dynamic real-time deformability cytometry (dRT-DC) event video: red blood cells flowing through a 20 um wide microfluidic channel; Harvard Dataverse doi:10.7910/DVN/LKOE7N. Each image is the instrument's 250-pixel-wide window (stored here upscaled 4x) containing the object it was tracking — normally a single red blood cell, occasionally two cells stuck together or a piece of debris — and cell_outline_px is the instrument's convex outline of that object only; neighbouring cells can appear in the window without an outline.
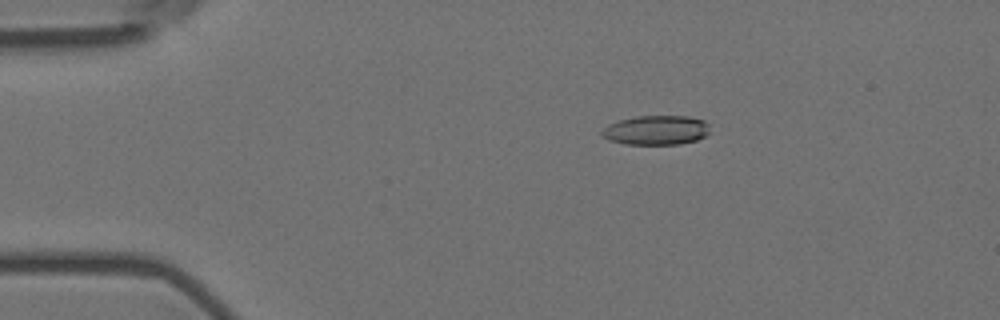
{"species": "Egyptian fruit bat (a non-hibernating species)", "species_latin": "Rousettus aegyptiacus", "temperature_condition": "room temperature", "stored_images_in_passage": 51, "camera_frame_rate_fps": 3000, "um_per_image_px": 0.085, "animal": {"sex": "female"}, "frame": {"image": 1, "passage_image": 5, "time_ms": 1.333, "image_size_px": [1000, 320], "cell_outline_px": [[708, 132], [704, 136], [696, 140], [680, 144], [624, 144], [612, 140], [604, 136], [600, 132], [608, 124], [620, 120], [636, 116], [688, 116], [704, 120], [708, 124]], "centroid_in_image_um": [55.78, 11.05], "position_along_channel_um": 29.2, "area_um2": 18.32}}
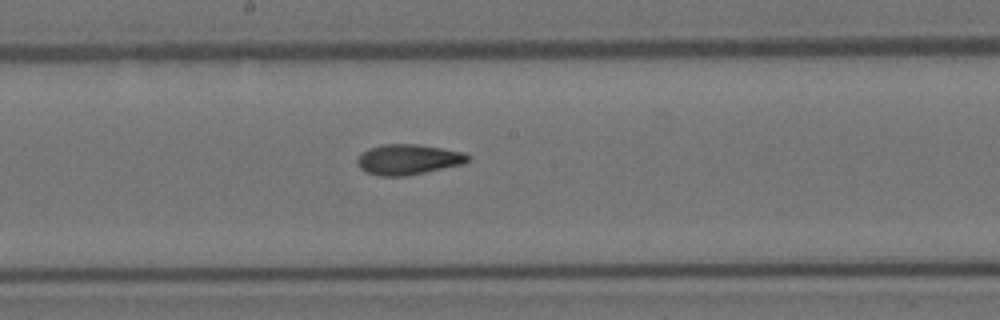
{"frame": {"image": 2, "passage_image": 25, "time_ms": 8.0, "image_size_px": [1000, 320], "cell_outline_px": [[468, 160], [464, 164], [404, 176], [380, 176], [368, 172], [360, 168], [356, 160], [368, 148], [380, 144], [416, 144], [464, 152], [468, 156]], "centroid_in_image_um": [34.68, 13.55], "position_along_channel_um": 213.5, "area_um2": 19.31}}
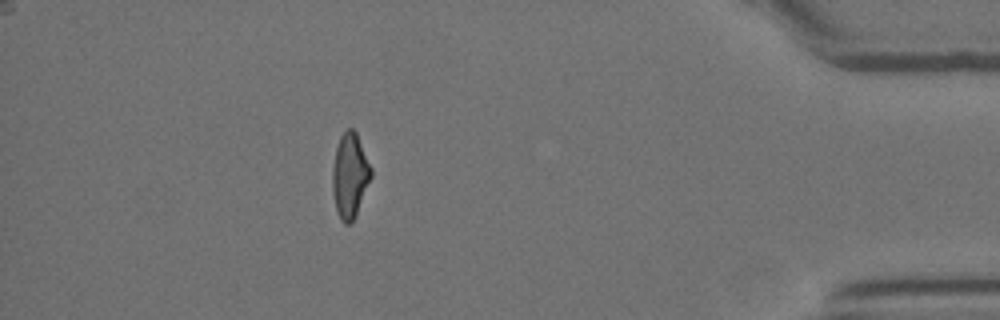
{"frame": {"image": 3, "passage_image": 45, "time_ms": 14.667, "image_size_px": [1000, 320], "cell_outline_px": [[372, 176], [356, 216], [348, 224], [344, 224], [340, 220], [336, 208], [332, 192], [332, 168], [336, 148], [340, 136], [348, 128], [352, 128], [356, 132], [372, 168]], "centroid_in_image_um": [29.74, 14.93], "position_along_channel_um": 405.5, "area_um2": 19.13}, "authors_computed_cell_mechanics": {"area_um2": 19.1318, "velocity_mm_per_s": 3.6033, "shape_relaxation_time_tau1_ms": 10.6135, "shape_relaxation_time_tau2_ms": 3.039, "deformation_change_tau1": 0.2522, "deformation_change_tau2": 0.1066}}